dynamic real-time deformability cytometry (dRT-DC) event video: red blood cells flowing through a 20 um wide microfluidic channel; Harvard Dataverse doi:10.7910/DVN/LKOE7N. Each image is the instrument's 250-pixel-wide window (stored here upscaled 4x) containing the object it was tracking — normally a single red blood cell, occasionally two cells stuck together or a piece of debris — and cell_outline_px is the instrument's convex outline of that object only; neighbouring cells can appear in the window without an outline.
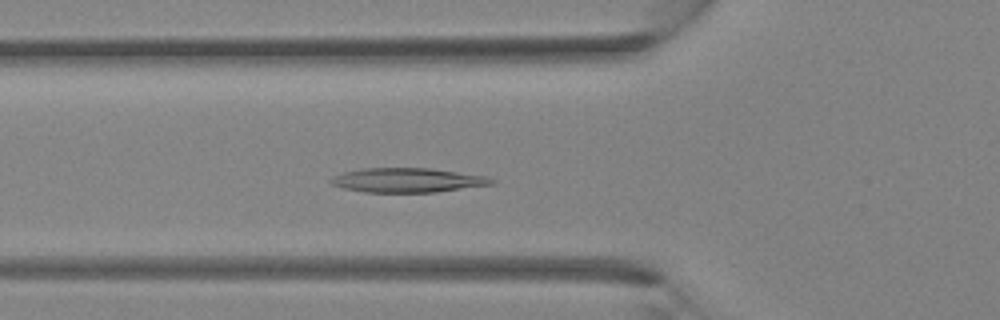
{"species": "Egyptian fruit bat (a non-hibernating species)", "species_latin": "Rousettus aegyptiacus", "temperature_condition": "room temperature", "stored_images_in_passage": 34, "camera_frame_rate_fps": 3000, "um_per_image_px": 0.085, "animal": {"sex": "female"}, "frame": {"image": 1, "passage_image": 10, "time_ms": 3.0, "image_size_px": [1000, 320], "cell_outline_px": [[496, 180], [492, 184], [436, 192], [364, 192], [344, 188], [332, 184], [328, 180], [332, 176], [344, 172], [360, 168], [428, 168], [488, 176]], "centroid_in_image_um": [34.61, 15.31], "position_along_channel_um": 91.2, "area_um2": 22.77}}
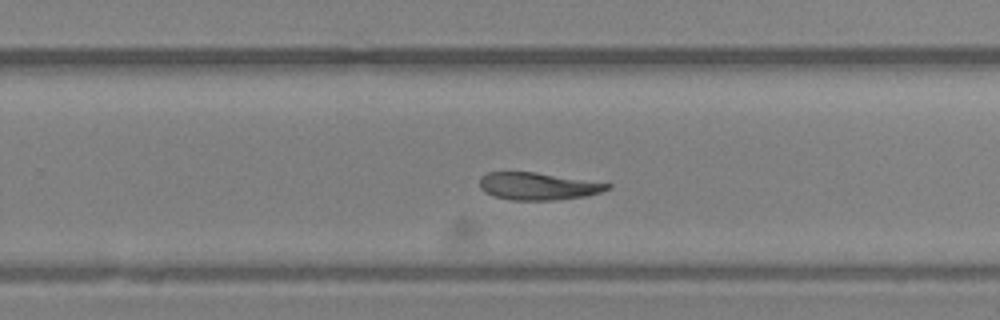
{"frame": {"image": 2, "passage_image": 21, "time_ms": 6.667, "image_size_px": [1000, 320], "cell_outline_px": [[612, 188], [588, 196], [556, 200], [512, 200], [496, 196], [484, 192], [480, 188], [480, 176], [488, 172], [536, 172], [612, 184]], "centroid_in_image_um": [45.74, 15.83], "position_along_channel_um": 284.1, "area_um2": 20.4}}
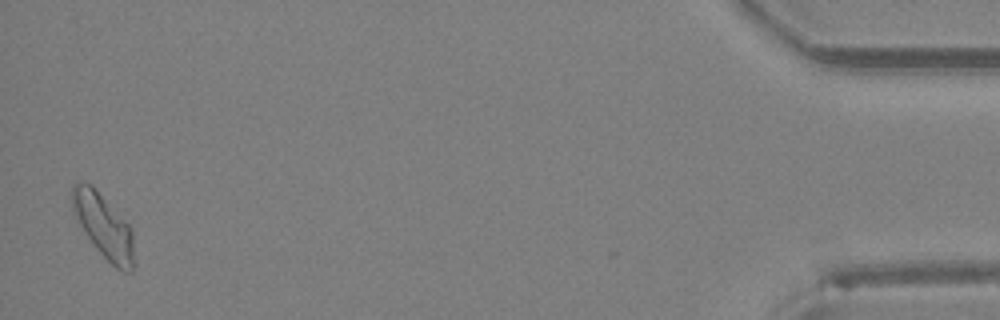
{"frame": {"image": 3, "passage_image": 34, "time_ms": 11.0, "image_size_px": [1000, 320], "cell_outline_px": [[132, 272], [120, 272], [100, 252], [88, 236], [80, 224], [72, 208], [68, 196], [72, 184], [76, 180], [80, 180], [92, 184], [132, 228]], "centroid_in_image_um": [8.74, 19.11], "position_along_channel_um": 426.5, "area_um2": 22.95}}